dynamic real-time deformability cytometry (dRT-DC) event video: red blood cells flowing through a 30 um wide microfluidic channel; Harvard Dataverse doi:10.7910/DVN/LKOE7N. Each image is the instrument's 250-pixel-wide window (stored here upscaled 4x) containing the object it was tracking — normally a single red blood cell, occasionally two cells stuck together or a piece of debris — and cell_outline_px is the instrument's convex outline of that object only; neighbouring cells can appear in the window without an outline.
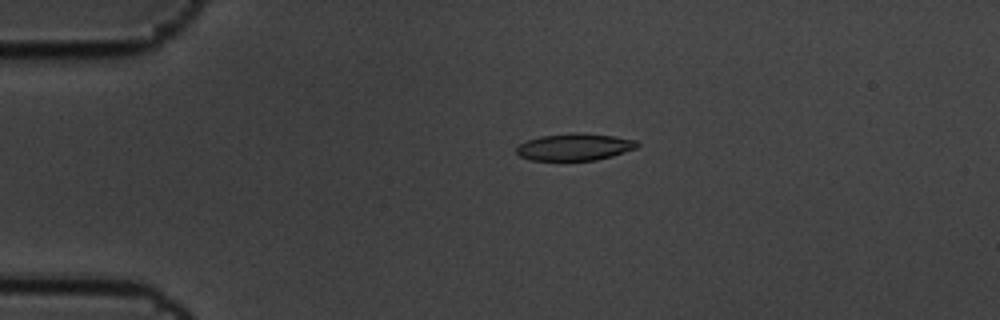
{"species": "common noctule bat (a hibernating species)", "species_latin": "Nyctalus noctula", "temperature_condition": "cold", "stored_images_in_passage": 5, "camera_frame_rate_fps": 3000, "um_per_image_px": 0.085, "animal": {"sex": "male", "body_mass_g": 19.5, "forearm_length_mm": 54.6}, "frame": {"image": 1, "passage_image": 4, "time_ms": 1.0, "image_size_px": [1000, 320], "cell_outline_px": [[640, 144], [636, 148], [612, 156], [596, 160], [532, 160], [520, 156], [516, 152], [516, 148], [520, 144], [528, 140], [540, 136], [572, 132], [580, 132], [612, 136], [636, 140]], "centroid_in_image_um": [48.84, 12.48], "position_along_channel_um": 36.2, "area_um2": 18.96}}